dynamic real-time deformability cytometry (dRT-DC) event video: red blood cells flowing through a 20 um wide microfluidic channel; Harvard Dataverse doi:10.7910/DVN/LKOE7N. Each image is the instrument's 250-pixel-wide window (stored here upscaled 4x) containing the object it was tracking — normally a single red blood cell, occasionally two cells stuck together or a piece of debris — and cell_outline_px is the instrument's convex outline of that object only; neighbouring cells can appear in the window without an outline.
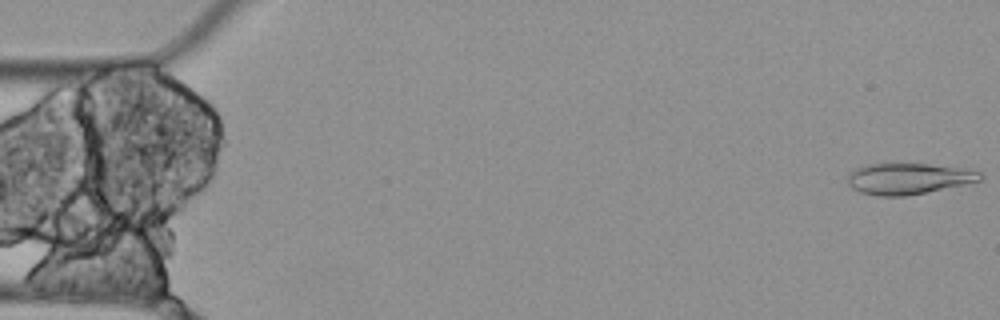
{"species": "Egyptian fruit bat (a non-hibernating species)", "species_latin": "Rousettus aegyptiacus", "temperature_condition": "cold", "stored_images_in_passage": 6, "camera_frame_rate_fps": 3000, "um_per_image_px": 0.085, "animal": {"sex": "female"}, "frame": {"image": 1, "passage_image": 1, "time_ms": 0.0, "image_size_px": [1000, 320], "cell_outline_px": [[984, 176], [980, 180], [964, 184], [908, 196], [876, 196], [860, 192], [852, 188], [848, 184], [848, 172], [856, 168], [868, 164], [928, 164], [964, 168], [980, 172]], "centroid_in_image_um": [77.19, 15.19], "position_along_channel_um": 7.8, "area_um2": 23.99}}
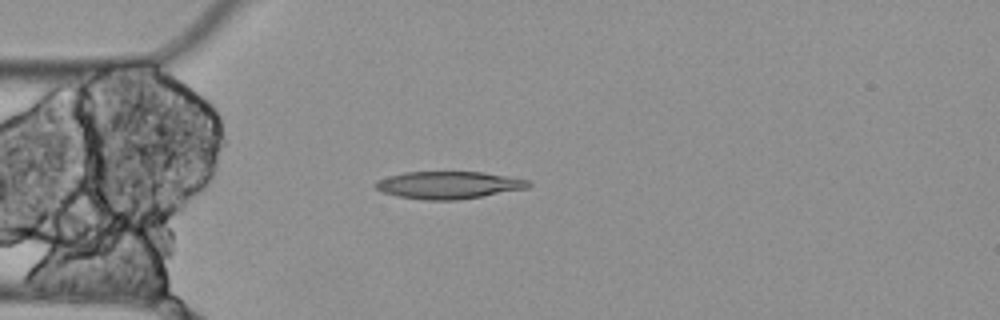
{"frame": {"image": 2, "passage_image": 5, "time_ms": 1.333, "image_size_px": [1000, 320], "cell_outline_px": [[532, 184], [528, 188], [456, 200], [424, 200], [396, 196], [380, 192], [372, 184], [376, 180], [388, 176], [404, 172], [484, 172], [532, 180]], "centroid_in_image_um": [38.1, 15.72], "position_along_channel_um": 46.9, "area_um2": 24.62}}